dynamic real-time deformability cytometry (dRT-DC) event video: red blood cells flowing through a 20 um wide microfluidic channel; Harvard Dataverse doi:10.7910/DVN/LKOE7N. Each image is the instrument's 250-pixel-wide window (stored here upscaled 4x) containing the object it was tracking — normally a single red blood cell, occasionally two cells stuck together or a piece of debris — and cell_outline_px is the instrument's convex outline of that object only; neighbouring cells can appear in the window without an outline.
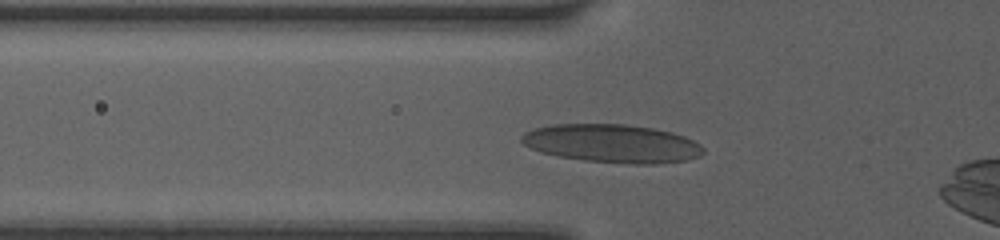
{"species": "human", "species_latin": "Homo sapiens", "temperature_condition": "room temperature", "stored_images_in_passage": 42, "camera_frame_rate_fps": 3000, "um_per_image_px": 0.085, "donor": {"sex": "female"}, "frame": {"image": 1, "passage_image": 9, "time_ms": 2.333, "image_size_px": [1000, 240], "cell_outline_px": [[704, 152], [700, 156], [688, 160], [656, 164], [636, 164], [584, 160], [560, 156], [540, 152], [528, 148], [520, 140], [520, 136], [524, 132], [532, 128], [552, 124], [624, 124], [652, 128], [672, 132], [684, 136], [700, 144], [704, 148]], "centroid_in_image_um": [52.01, 12.19], "position_along_channel_um": 73.8, "area_um2": 40.75}}
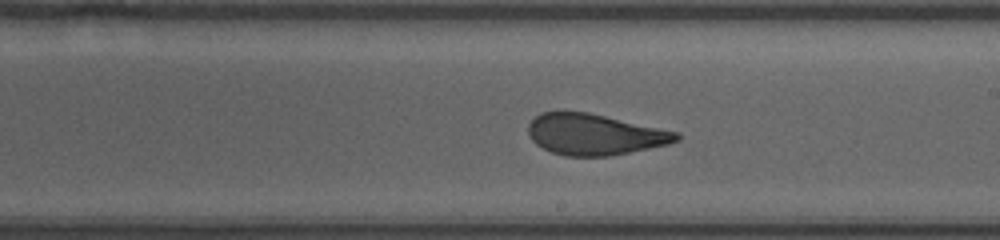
{"frame": {"image": 2, "passage_image": 20, "time_ms": 6.333, "image_size_px": [1000, 240], "cell_outline_px": [[680, 140], [668, 144], [608, 156], [564, 156], [552, 152], [536, 144], [532, 140], [528, 132], [528, 124], [540, 112], [588, 112], [680, 132]], "centroid_in_image_um": [50.55, 11.42], "position_along_channel_um": 238.4, "area_um2": 35.26}}
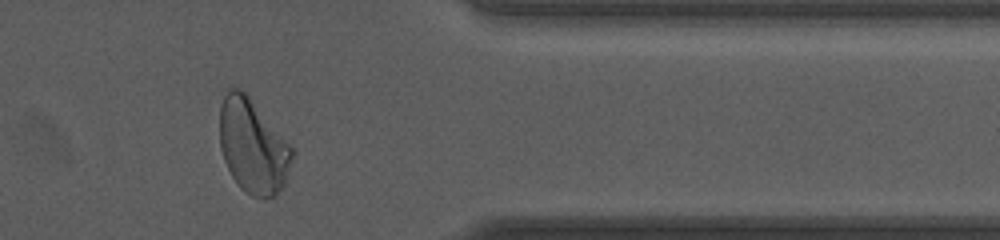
{"frame": {"image": 3, "passage_image": 33, "time_ms": 10.333, "image_size_px": [1000, 240], "cell_outline_px": [[292, 156], [284, 184], [276, 196], [264, 200], [252, 196], [244, 192], [240, 188], [232, 176], [224, 160], [220, 148], [220, 108], [224, 96], [232, 88], [240, 88], [248, 96], [292, 148]], "centroid_in_image_um": [21.46, 12.49], "position_along_channel_um": 389.9, "area_um2": 39.07}, "authors_computed_cell_mechanics": {"area_um2": 37.2232, "velocity_mm_per_s": 4.0931, "shape_relaxation_time_tau1_ms": 5.3284, "shape_relaxation_time_tau2_ms": 0.7014, "deformation_change_tau1": 0.1748, "deformation_change_tau2": 0.0741}}